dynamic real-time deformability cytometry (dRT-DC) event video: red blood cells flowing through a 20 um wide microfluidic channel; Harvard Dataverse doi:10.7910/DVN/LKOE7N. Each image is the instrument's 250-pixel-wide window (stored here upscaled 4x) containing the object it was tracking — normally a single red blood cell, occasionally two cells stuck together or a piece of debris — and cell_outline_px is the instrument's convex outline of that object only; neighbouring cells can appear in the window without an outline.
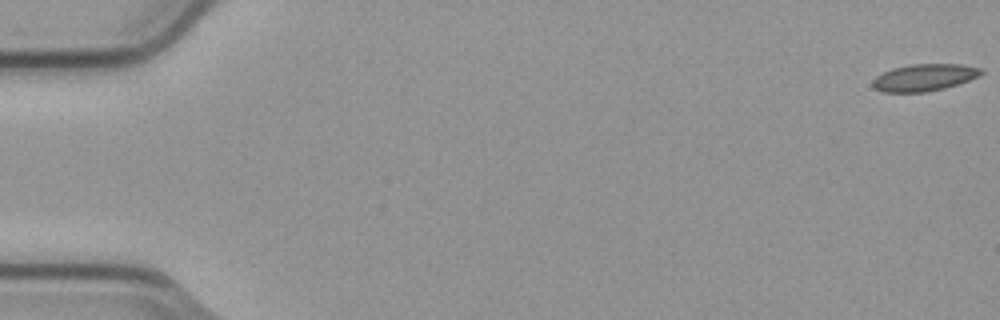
{"species": "common noctule bat (a hibernating species)", "species_latin": "Nyctalus noctula", "temperature_condition": "cold", "stored_images_in_passage": 7, "camera_frame_rate_fps": 3000, "um_per_image_px": 0.085, "animal": {"sex": "male", "body_mass_g": 23.1, "forearm_length_mm": 52.7}, "frame": {"image": 1, "passage_image": 1, "time_ms": 0.0, "image_size_px": [1000, 320], "cell_outline_px": [[984, 72], [980, 76], [944, 88], [924, 92], [884, 92], [876, 88], [872, 84], [872, 80], [876, 76], [892, 68], [912, 64], [960, 64], [980, 68]], "centroid_in_image_um": [78.56, 6.58], "position_along_channel_um": 6.4, "area_um2": 16.88}}
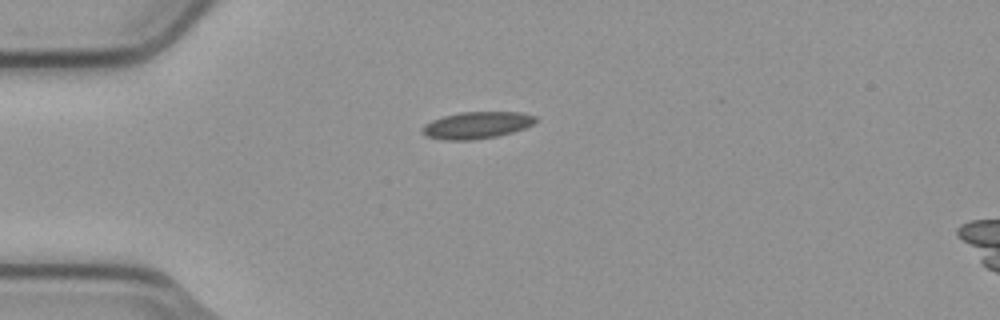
{"frame": {"image": 2, "passage_image": 5, "time_ms": 1.333, "image_size_px": [1000, 320], "cell_outline_px": [[536, 120], [532, 124], [524, 128], [512, 132], [496, 136], [472, 140], [444, 140], [428, 136], [420, 128], [424, 124], [432, 120], [444, 116], [460, 112], [520, 112], [536, 116]], "centroid_in_image_um": [40.51, 10.63], "position_along_channel_um": 44.5, "area_um2": 17.57}}
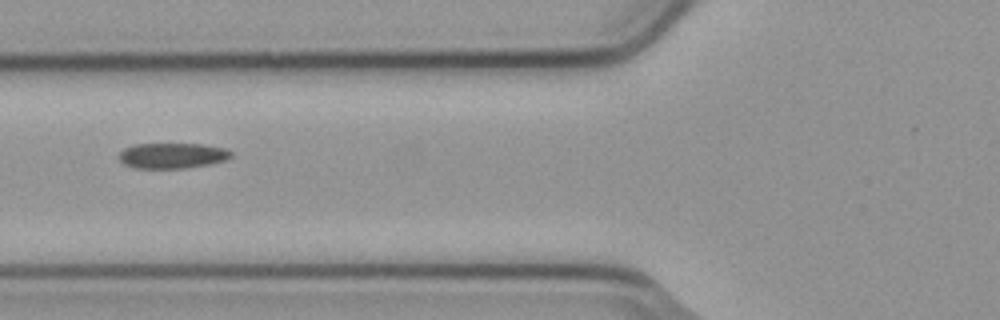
{"frame": {"image": 3, "passage_image": 7, "time_ms": 2.0, "image_size_px": [1000, 320], "cell_outline_px": [[232, 156], [228, 160], [212, 164], [184, 168], [136, 168], [124, 164], [120, 160], [120, 152], [124, 148], [132, 144], [200, 144], [228, 148], [232, 152]], "centroid_in_image_um": [14.7, 13.22], "position_along_channel_um": 111.1, "area_um2": 16.82}}